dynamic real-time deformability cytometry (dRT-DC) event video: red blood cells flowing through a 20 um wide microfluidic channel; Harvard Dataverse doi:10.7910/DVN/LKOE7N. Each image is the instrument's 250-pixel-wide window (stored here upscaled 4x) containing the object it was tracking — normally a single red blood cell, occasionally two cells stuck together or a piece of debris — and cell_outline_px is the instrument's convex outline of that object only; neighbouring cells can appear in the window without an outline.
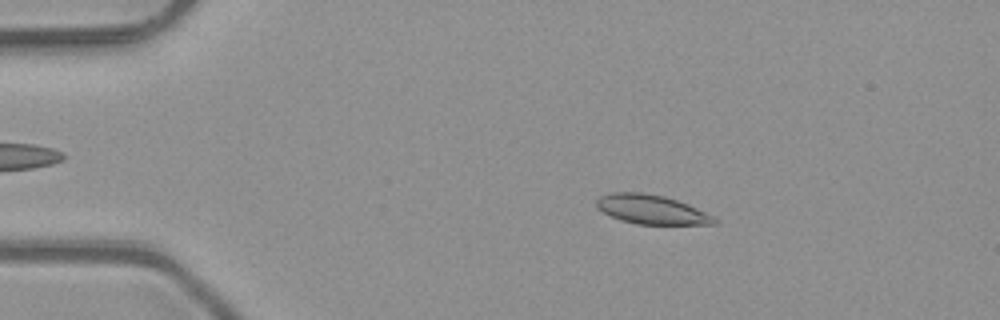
{"species": "common noctule bat (a hibernating species)", "species_latin": "Nyctalus noctula", "temperature_condition": "room temperature", "stored_images_in_passage": 50, "camera_frame_rate_fps": 3000, "um_per_image_px": 0.085, "animal": {"sex": "male", "body_mass_g": 23.1, "forearm_length_mm": 52.7}, "frame": {"image": 1, "passage_image": 9, "time_ms": 2.667, "image_size_px": [1000, 320], "cell_outline_px": [[716, 224], [636, 224], [620, 220], [596, 208], [596, 200], [600, 196], [612, 192], [640, 192], [664, 196], [688, 204], [712, 216], [716, 220]], "centroid_in_image_um": [55.32, 17.8], "position_along_channel_um": 29.7, "area_um2": 19.83}}
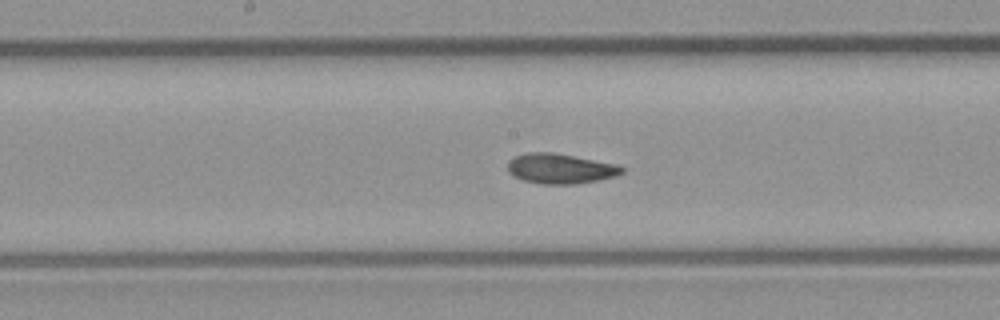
{"frame": {"image": 2, "passage_image": 26, "time_ms": 8.333, "image_size_px": [1000, 320], "cell_outline_px": [[624, 172], [616, 176], [576, 184], [540, 184], [524, 180], [508, 172], [508, 160], [516, 156], [528, 152], [552, 152], [616, 164], [624, 168]], "centroid_in_image_um": [47.62, 14.33], "position_along_channel_um": 200.6, "area_um2": 19.83}}
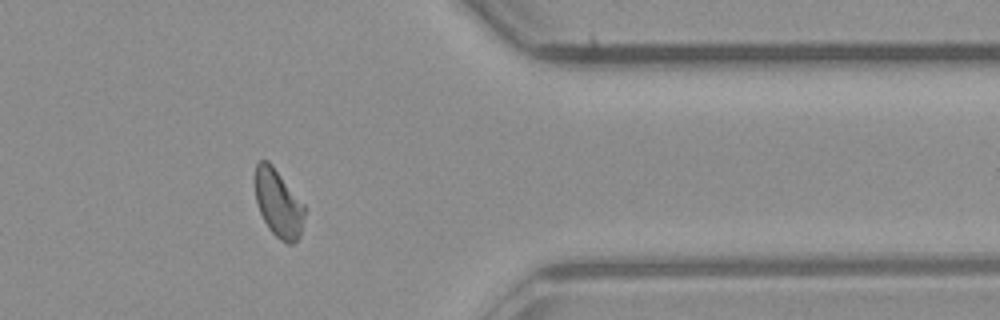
{"frame": {"image": 3, "passage_image": 41, "time_ms": 13.333, "image_size_px": [1000, 320], "cell_outline_px": [[304, 216], [300, 236], [292, 244], [288, 244], [280, 240], [268, 228], [260, 212], [256, 200], [256, 164], [260, 160], [268, 160], [272, 164], [304, 204]], "centroid_in_image_um": [23.67, 17.29], "position_along_channel_um": 387.7, "area_um2": 19.25}, "authors_computed_cell_mechanics": {"area_um2": 19.7965, "velocity_mm_per_s": 4.0849, "shape_relaxation_time_tau1_ms": null, "shape_relaxation_time_tau2_ms": 3.33, "deformation_change_tau1": null, "deformation_change_tau2": 0.0858}}